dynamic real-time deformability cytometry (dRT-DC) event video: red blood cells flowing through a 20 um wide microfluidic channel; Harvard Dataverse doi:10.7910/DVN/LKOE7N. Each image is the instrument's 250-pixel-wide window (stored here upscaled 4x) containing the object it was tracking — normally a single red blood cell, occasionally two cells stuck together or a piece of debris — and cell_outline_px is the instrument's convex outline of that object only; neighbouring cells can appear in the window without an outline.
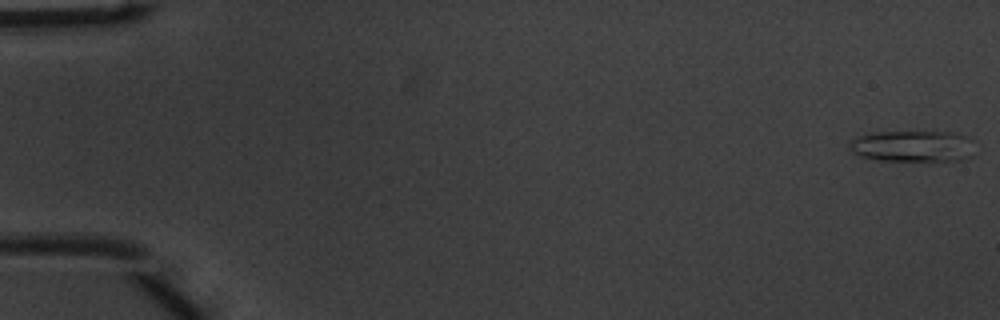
{"species": "common noctule bat (a hibernating species)", "species_latin": "Nyctalus noctula", "temperature_condition": "warm", "stored_images_in_passage": 51, "camera_frame_rate_fps": 3000, "um_per_image_px": 0.085, "animal": {"sex": "male", "body_mass_g": 20.1, "forearm_length_mm": 53.5}, "frame": {"image": 1, "passage_image": 1, "time_ms": 0.0, "image_size_px": [1000, 320], "cell_outline_px": [[972, 156], [960, 160], [928, 164], [880, 160], [860, 156], [852, 152], [848, 148], [848, 140], [856, 136], [872, 132], [948, 132], [968, 136], [972, 140]], "centroid_in_image_um": [77.56, 12.47], "position_along_channel_um": 7.4, "area_um2": 24.1}}
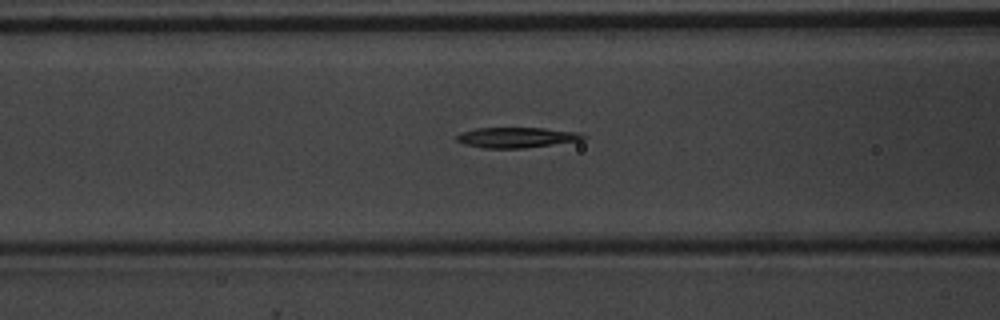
{"frame": {"image": 2, "passage_image": 21, "time_ms": 6.667, "image_size_px": [1000, 320], "cell_outline_px": [[588, 136], [584, 140], [524, 148], [484, 148], [464, 144], [456, 140], [456, 136], [460, 132], [476, 128], [544, 128], [580, 132]], "centroid_in_image_um": [43.94, 11.68], "position_along_channel_um": 122.7, "area_um2": 15.14}}
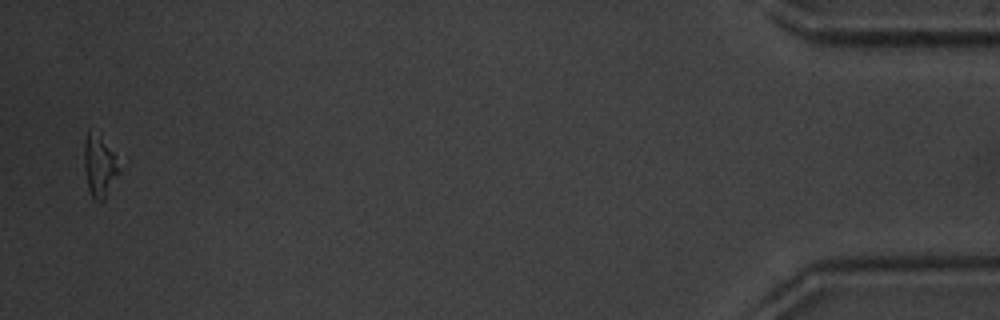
{"frame": {"image": 3, "passage_image": 50, "time_ms": 16.333, "image_size_px": [1000, 320], "cell_outline_px": [[120, 172], [104, 200], [96, 200], [92, 196], [88, 188], [84, 168], [84, 140], [88, 128], [100, 132], [116, 156], [120, 168]], "centroid_in_image_um": [8.45, 14.01], "position_along_channel_um": 426.7, "area_um2": 13.01}, "authors_computed_cell_mechanics": {"area_um2": 15.2014, "velocity_mm_per_s": 4.0041, "shape_relaxation_time_tau1_ms": 4.9253, "shape_relaxation_time_tau2_ms": 10.5719, "deformation_change_tau1": 0.1729, "deformation_change_tau2": 0.2733}}